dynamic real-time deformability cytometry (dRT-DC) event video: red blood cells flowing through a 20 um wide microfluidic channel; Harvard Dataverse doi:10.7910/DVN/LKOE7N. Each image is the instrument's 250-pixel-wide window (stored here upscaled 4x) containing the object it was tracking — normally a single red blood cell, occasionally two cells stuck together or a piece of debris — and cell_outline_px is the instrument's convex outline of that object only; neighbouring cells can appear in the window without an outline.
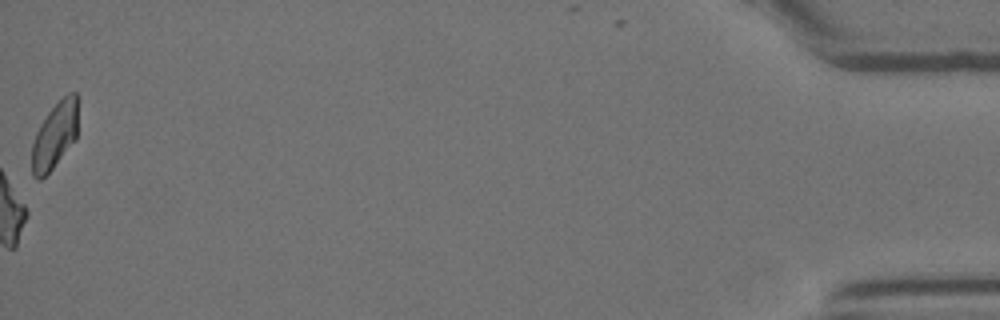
{"species": "Egyptian fruit bat (a non-hibernating species)", "species_latin": "Rousettus aegyptiacus", "temperature_condition": "room temperature", "stored_images_in_passage": 56, "camera_frame_rate_fps": 3000, "um_per_image_px": 0.085, "animal": {"sex": "female"}, "frame": {"image": 1, "passage_image": 56, "time_ms": 18.333, "image_size_px": [1000, 320], "cell_outline_px": [[80, 100], [76, 140], [52, 168], [40, 180], [36, 180], [32, 176], [32, 144], [36, 132], [40, 124], [48, 112], [68, 92], [76, 92]], "centroid_in_image_um": [4.7, 11.47], "position_along_channel_um": 430.5, "area_um2": 18.26}, "authors_computed_cell_mechanics": {"area_um2": 19.0162, "velocity_mm_per_s": 3.7158, "shape_relaxation_time_tau1_ms": 6.0927, "shape_relaxation_time_tau2_ms": null, "deformation_change_tau1": 0.2019, "deformation_change_tau2": null}}